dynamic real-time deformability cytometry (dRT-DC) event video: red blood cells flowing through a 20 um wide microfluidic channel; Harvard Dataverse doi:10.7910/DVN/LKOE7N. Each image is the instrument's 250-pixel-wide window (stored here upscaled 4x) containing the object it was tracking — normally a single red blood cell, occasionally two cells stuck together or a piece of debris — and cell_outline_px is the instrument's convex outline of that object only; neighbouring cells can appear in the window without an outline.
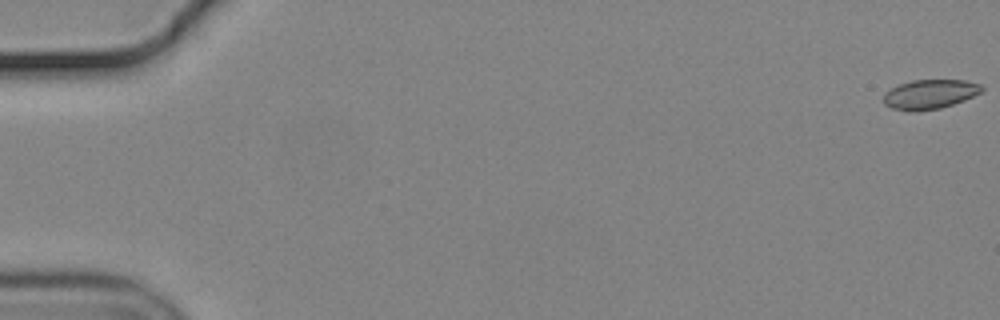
{"species": "common noctule bat (a hibernating species)", "species_latin": "Nyctalus noctula", "temperature_condition": "cold", "stored_images_in_passage": 57, "camera_frame_rate_fps": 3000, "um_per_image_px": 0.085, "animal": {"sex": "male", "body_mass_g": 19.2, "forearm_length_mm": 51.8}, "frame": {"image": 1, "passage_image": 1, "time_ms": 0.0, "image_size_px": [1000, 320], "cell_outline_px": [[984, 88], [980, 92], [964, 100], [940, 108], [916, 112], [904, 112], [892, 108], [884, 104], [884, 92], [900, 84], [912, 80], [964, 80], [980, 84]], "centroid_in_image_um": [78.99, 8.02], "position_along_channel_um": 6.0, "area_um2": 16.88}}
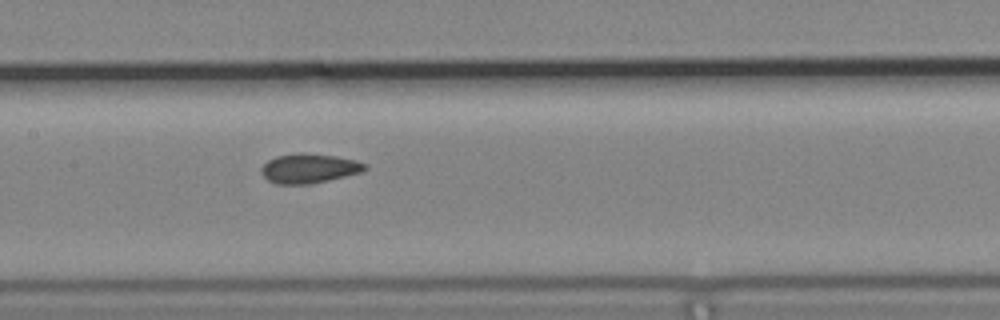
{"frame": {"image": 2, "passage_image": 29, "time_ms": 9.333, "image_size_px": [1000, 320], "cell_outline_px": [[368, 168], [364, 172], [328, 180], [308, 184], [276, 184], [268, 180], [260, 172], [260, 168], [268, 160], [276, 156], [296, 152], [304, 152], [336, 156], [356, 160], [368, 164]], "centroid_in_image_um": [26.29, 14.3], "position_along_channel_um": 181.1, "area_um2": 18.09}}
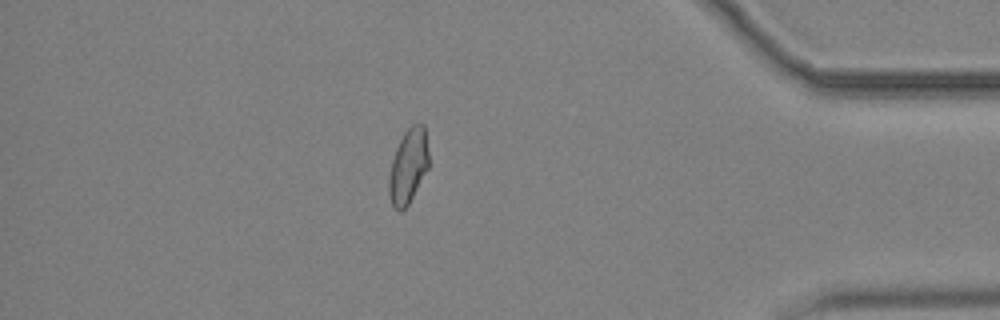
{"frame": {"image": 3, "passage_image": 50, "time_ms": 16.333, "image_size_px": [1000, 320], "cell_outline_px": [[428, 168], [408, 204], [400, 212], [392, 208], [388, 192], [388, 176], [392, 160], [396, 148], [404, 132], [412, 124], [424, 124], [428, 152]], "centroid_in_image_um": [34.67, 14.15], "position_along_channel_um": 400.5, "area_um2": 17.28}, "authors_computed_cell_mechanics": {"area_um2": 17.6868, "velocity_mm_per_s": 3.6642, "shape_relaxation_time_tau1_ms": null, "shape_relaxation_time_tau2_ms": 2.1401, "deformation_change_tau1": null, "deformation_change_tau2": 0.0566}}